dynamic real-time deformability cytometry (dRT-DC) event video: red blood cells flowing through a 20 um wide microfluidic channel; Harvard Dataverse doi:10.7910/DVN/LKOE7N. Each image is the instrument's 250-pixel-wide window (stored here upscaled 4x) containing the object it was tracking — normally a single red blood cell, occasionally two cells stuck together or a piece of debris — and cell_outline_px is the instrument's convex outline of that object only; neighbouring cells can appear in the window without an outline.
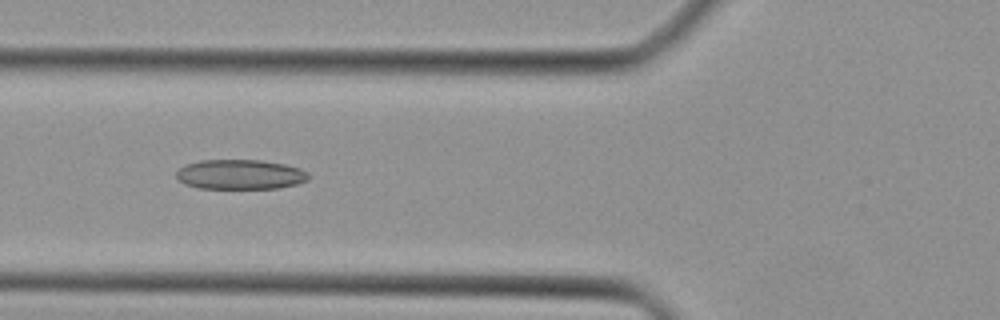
{"species": "Egyptian fruit bat (a non-hibernating species)", "species_latin": "Rousettus aegyptiacus", "temperature_condition": "cold", "stored_images_in_passage": 36, "camera_frame_rate_fps": 3000, "um_per_image_px": 0.085, "animal": {"sex": "female"}, "frame": {"image": 1, "passage_image": 8, "time_ms": 2.333, "image_size_px": [1000, 320], "cell_outline_px": [[308, 180], [296, 184], [280, 188], [200, 188], [184, 184], [176, 176], [176, 172], [184, 164], [200, 160], [260, 160], [284, 164], [300, 168], [308, 172]], "centroid_in_image_um": [20.41, 14.82], "position_along_channel_um": 105.4, "area_um2": 22.95}}
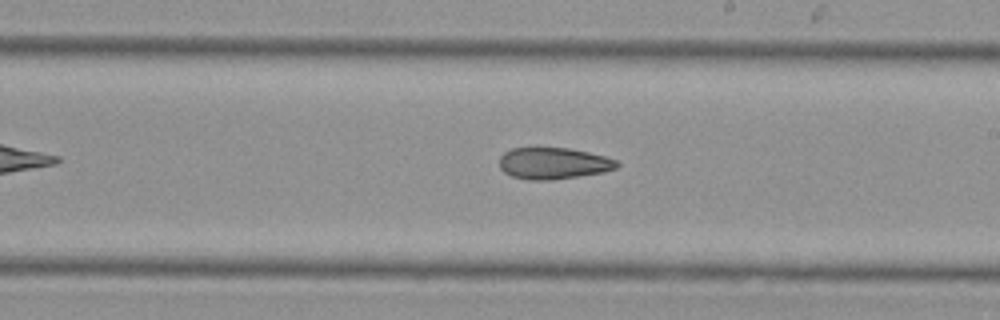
{"frame": {"image": 2, "passage_image": 17, "time_ms": 5.333, "image_size_px": [1000, 320], "cell_outline_px": [[620, 164], [616, 168], [604, 172], [580, 176], [552, 180], [528, 180], [512, 176], [504, 172], [500, 168], [500, 156], [504, 152], [512, 148], [536, 144], [568, 148], [588, 152], [604, 156], [616, 160]], "centroid_in_image_um": [46.99, 13.84], "position_along_channel_um": 242.0, "area_um2": 22.43}}
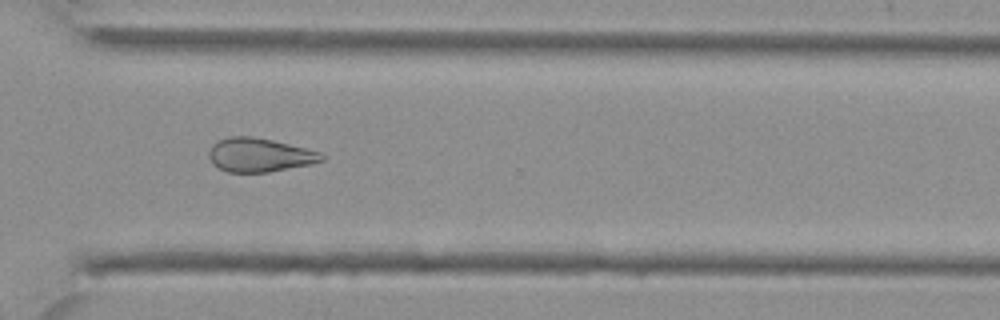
{"frame": {"image": 3, "passage_image": 24, "time_ms": 7.667, "image_size_px": [1000, 320], "cell_outline_px": [[324, 160], [312, 164], [268, 172], [228, 172], [212, 164], [208, 156], [208, 152], [212, 144], [228, 136], [252, 136], [272, 140], [320, 152], [324, 156]], "centroid_in_image_um": [22.03, 13.17], "position_along_channel_um": 348.6, "area_um2": 22.14}}